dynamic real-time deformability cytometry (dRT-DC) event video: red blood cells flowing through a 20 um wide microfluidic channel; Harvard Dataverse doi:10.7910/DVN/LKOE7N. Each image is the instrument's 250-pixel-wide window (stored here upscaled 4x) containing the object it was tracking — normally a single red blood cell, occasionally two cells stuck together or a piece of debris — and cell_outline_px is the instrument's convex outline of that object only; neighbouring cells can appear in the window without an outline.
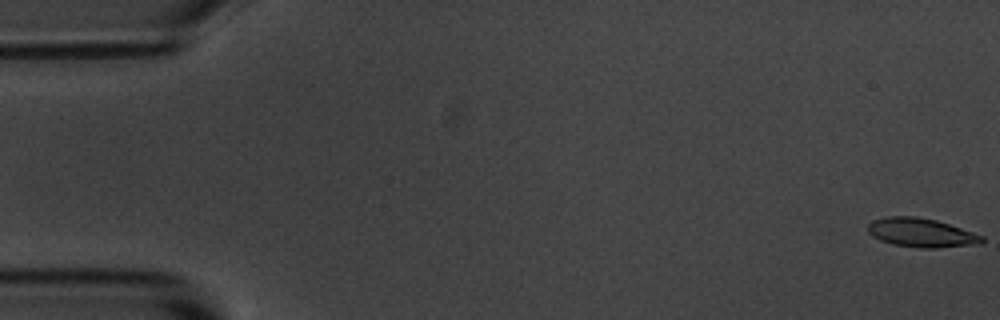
{"species": "common noctule bat (a hibernating species)", "species_latin": "Nyctalus noctula", "temperature_condition": "room temperature", "stored_images_in_passage": 6, "camera_frame_rate_fps": 3000, "um_per_image_px": 0.085, "animal": {"sex": "male", "body_mass_g": 20.1, "forearm_length_mm": 53.5}, "frame": {"image": 1, "passage_image": 1, "time_ms": 0.0, "image_size_px": [1000, 320], "cell_outline_px": [[984, 240], [980, 244], [936, 248], [916, 248], [892, 244], [880, 240], [872, 236], [868, 232], [868, 224], [872, 220], [888, 216], [916, 216], [936, 220], [984, 236]], "centroid_in_image_um": [78.29, 19.78], "position_along_channel_um": 6.7, "area_um2": 19.31}}
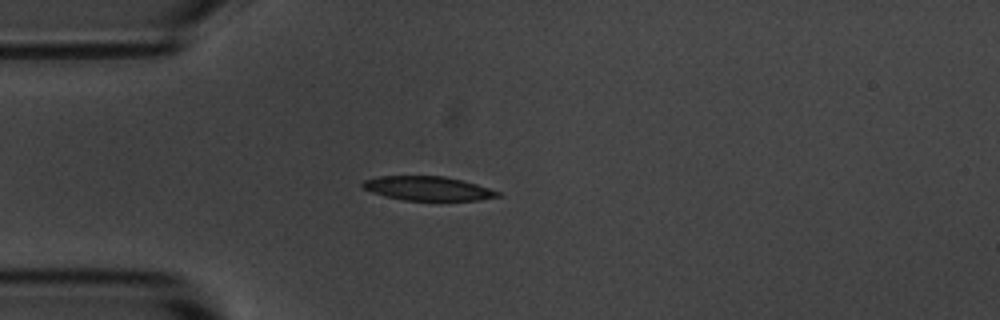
{"frame": {"image": 2, "passage_image": 5, "time_ms": 4.667, "image_size_px": [1000, 320], "cell_outline_px": [[504, 196], [480, 200], [404, 200], [372, 192], [364, 188], [360, 184], [364, 180], [380, 176], [444, 176], [476, 184], [500, 192]], "centroid_in_image_um": [36.4, 16.02], "position_along_channel_um": 48.6, "area_um2": 18.79}}